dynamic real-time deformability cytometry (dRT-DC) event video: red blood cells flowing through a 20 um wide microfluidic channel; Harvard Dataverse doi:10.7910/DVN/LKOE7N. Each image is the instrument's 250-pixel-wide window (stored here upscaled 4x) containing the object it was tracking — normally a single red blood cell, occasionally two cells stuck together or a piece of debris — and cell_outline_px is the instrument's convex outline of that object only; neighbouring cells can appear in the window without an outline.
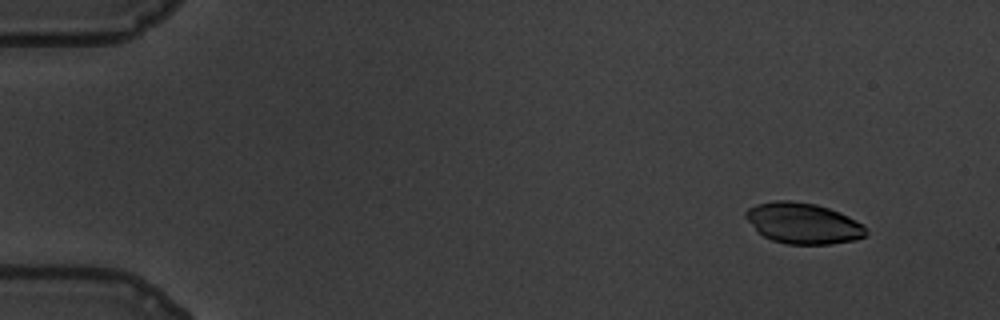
{"species": "common noctule bat (a hibernating species)", "species_latin": "Nyctalus noctula", "temperature_condition": "warm", "stored_images_in_passage": 12, "camera_frame_rate_fps": 3000, "um_per_image_px": 0.085, "animal": {"sex": "male", "body_mass_g": 19.5, "forearm_length_mm": 54.6}, "frame": {"image": 1, "passage_image": 3, "time_ms": 0.667, "image_size_px": [1000, 320], "cell_outline_px": [[868, 232], [864, 236], [856, 240], [828, 244], [784, 244], [772, 240], [764, 236], [744, 216], [744, 212], [748, 208], [756, 204], [776, 200], [788, 200], [816, 204], [840, 212], [864, 224]], "centroid_in_image_um": [68.29, 18.97], "position_along_channel_um": 16.7, "area_um2": 28.61}}